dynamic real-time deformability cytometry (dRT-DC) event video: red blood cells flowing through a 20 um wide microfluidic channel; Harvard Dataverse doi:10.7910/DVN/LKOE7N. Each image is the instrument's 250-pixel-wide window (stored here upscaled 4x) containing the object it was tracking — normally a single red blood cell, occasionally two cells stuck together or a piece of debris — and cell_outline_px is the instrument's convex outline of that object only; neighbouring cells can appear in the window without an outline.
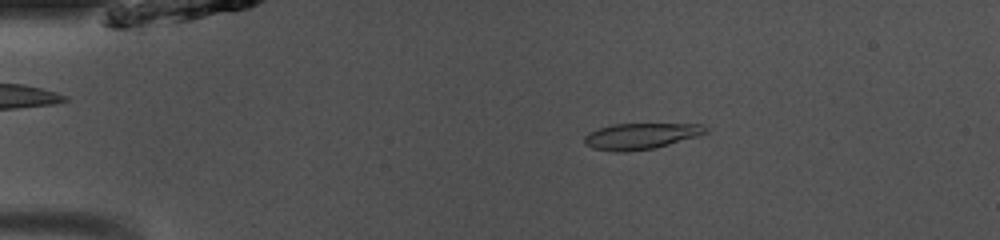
{"species": "common noctule bat (a hibernating species)", "species_latin": "Nyctalus noctula", "temperature_condition": "room temperature", "stored_images_in_passage": 48, "camera_frame_rate_fps": 3000, "um_per_image_px": 0.085, "animal": {"sex": "male", "body_mass_g": 13.0, "forearm_length_mm": 53.1}, "frame": {"image": 1, "passage_image": 9, "time_ms": 2.667, "image_size_px": [1000, 240], "cell_outline_px": [[708, 132], [696, 136], [656, 148], [628, 152], [616, 152], [592, 148], [584, 144], [584, 136], [588, 132], [612, 124], [700, 124], [708, 128]], "centroid_in_image_um": [54.43, 11.58], "position_along_channel_um": 30.6, "area_um2": 18.44}}
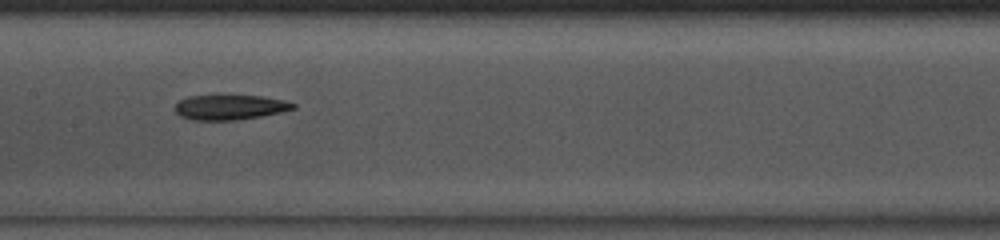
{"frame": {"image": 2, "passage_image": 24, "time_ms": 7.667, "image_size_px": [1000, 240], "cell_outline_px": [[296, 108], [280, 112], [260, 116], [236, 120], [192, 120], [180, 116], [176, 112], [176, 104], [180, 100], [188, 96], [260, 96], [284, 100], [296, 104]], "centroid_in_image_um": [19.54, 9.12], "position_along_channel_um": 187.9, "area_um2": 16.94}}
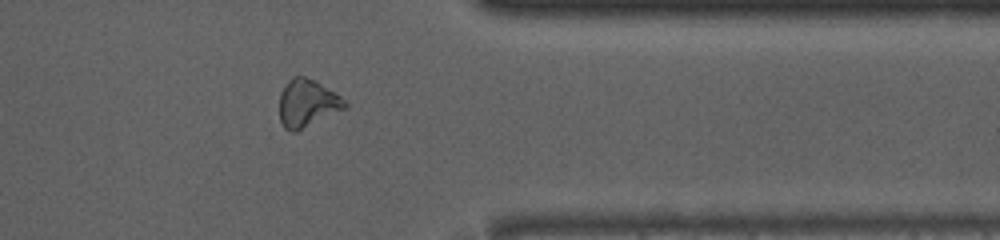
{"frame": {"image": 3, "passage_image": 39, "time_ms": 12.667, "image_size_px": [1000, 240], "cell_outline_px": [[348, 108], [296, 132], [288, 132], [284, 128], [280, 120], [280, 92], [288, 80], [292, 76], [304, 76], [316, 80], [336, 92], [348, 104]], "centroid_in_image_um": [26.14, 8.78], "position_along_channel_um": 385.3, "area_um2": 18.55}}